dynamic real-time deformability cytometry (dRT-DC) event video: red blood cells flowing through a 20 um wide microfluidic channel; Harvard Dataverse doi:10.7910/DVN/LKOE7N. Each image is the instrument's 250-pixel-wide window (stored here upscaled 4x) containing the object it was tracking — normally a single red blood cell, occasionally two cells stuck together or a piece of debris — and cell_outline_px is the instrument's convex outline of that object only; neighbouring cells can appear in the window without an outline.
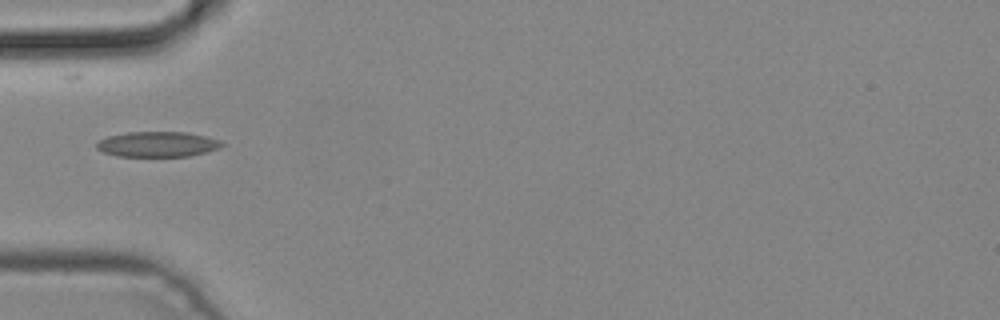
{"species": "common noctule bat (a hibernating species)", "species_latin": "Nyctalus noctula", "temperature_condition": "cold", "stored_images_in_passage": 2, "camera_frame_rate_fps": 3000, "um_per_image_px": 0.085, "animal": {"sex": "male", "body_mass_g": 19.2, "forearm_length_mm": 51.8}, "frame": {"image": 1, "passage_image": 1, "time_ms": 0.0, "image_size_px": [1000, 320], "cell_outline_px": [[224, 144], [220, 148], [188, 156], [116, 156], [104, 152], [96, 148], [96, 144], [100, 140], [108, 136], [128, 132], [184, 132], [204, 136], [220, 140]], "centroid_in_image_um": [13.37, 12.26], "position_along_channel_um": 71.6, "area_um2": 18.26}}
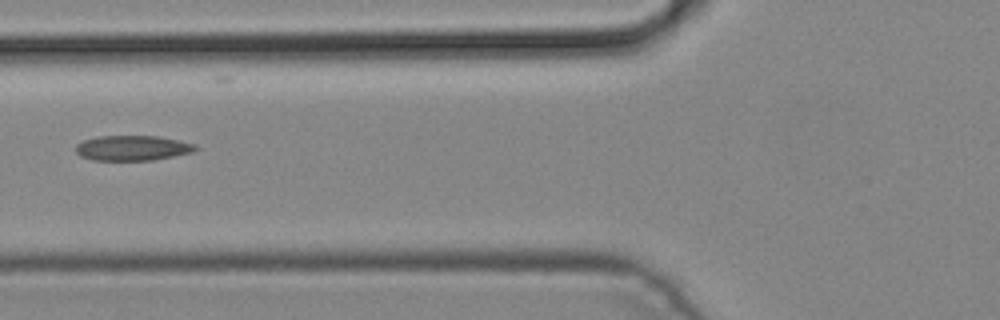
{"frame": {"image": 2, "passage_image": 2, "time_ms": 0.333, "image_size_px": [1000, 320], "cell_outline_px": [[200, 148], [192, 152], [152, 160], [92, 160], [80, 156], [76, 152], [76, 144], [84, 140], [100, 136], [156, 136], [196, 144]], "centroid_in_image_um": [11.25, 12.58], "position_along_channel_um": 114.6, "area_um2": 17.4}}